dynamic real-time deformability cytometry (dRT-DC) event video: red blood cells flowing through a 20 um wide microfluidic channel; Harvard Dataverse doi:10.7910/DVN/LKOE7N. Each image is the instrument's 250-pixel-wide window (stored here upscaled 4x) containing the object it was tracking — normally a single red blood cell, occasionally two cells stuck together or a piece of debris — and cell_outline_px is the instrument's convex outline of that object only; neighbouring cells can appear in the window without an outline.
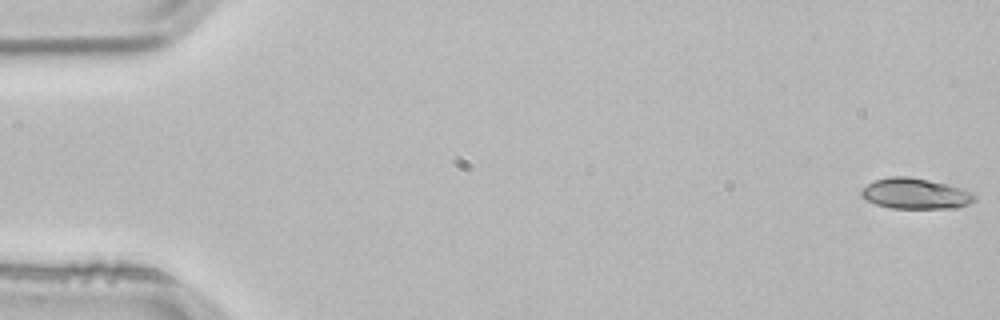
{"species": "common noctule bat (a hibernating species)", "species_latin": "Nyctalus noctula", "temperature_condition": "room temperature", "stored_images_in_passage": 4, "camera_frame_rate_fps": 3000, "um_per_image_px": 0.085, "animal": {"sex": "male", "body_mass_g": 21.5, "forearm_length_mm": 52.0}, "frame": {"image": 1, "passage_image": 1, "time_ms": 0.0, "image_size_px": [1000, 320], "cell_outline_px": [[976, 200], [968, 204], [956, 208], [892, 208], [876, 204], [860, 196], [860, 192], [868, 184], [876, 180], [892, 176], [908, 176], [928, 180], [960, 188], [972, 192], [976, 196]], "centroid_in_image_um": [77.82, 16.46], "position_along_channel_um": 7.2, "area_um2": 20.0}}
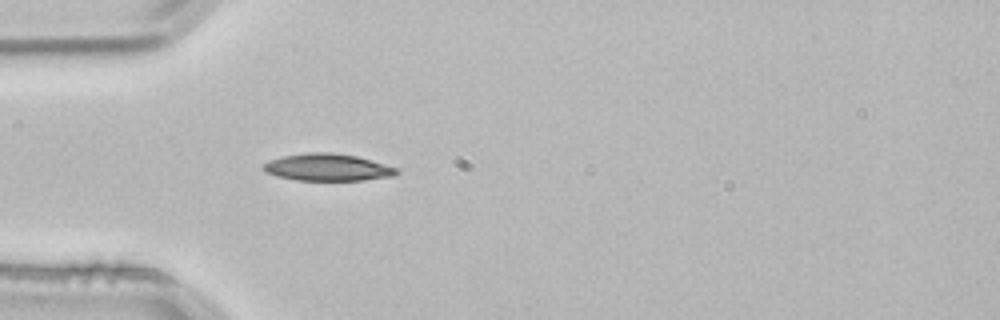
{"frame": {"image": 2, "passage_image": 4, "time_ms": 1.0, "image_size_px": [1000, 320], "cell_outline_px": [[400, 172], [392, 176], [364, 180], [296, 180], [264, 172], [264, 164], [268, 160], [284, 156], [308, 152], [332, 152], [356, 156], [396, 168]], "centroid_in_image_um": [27.83, 14.22], "position_along_channel_um": 57.2, "area_um2": 20.75}}